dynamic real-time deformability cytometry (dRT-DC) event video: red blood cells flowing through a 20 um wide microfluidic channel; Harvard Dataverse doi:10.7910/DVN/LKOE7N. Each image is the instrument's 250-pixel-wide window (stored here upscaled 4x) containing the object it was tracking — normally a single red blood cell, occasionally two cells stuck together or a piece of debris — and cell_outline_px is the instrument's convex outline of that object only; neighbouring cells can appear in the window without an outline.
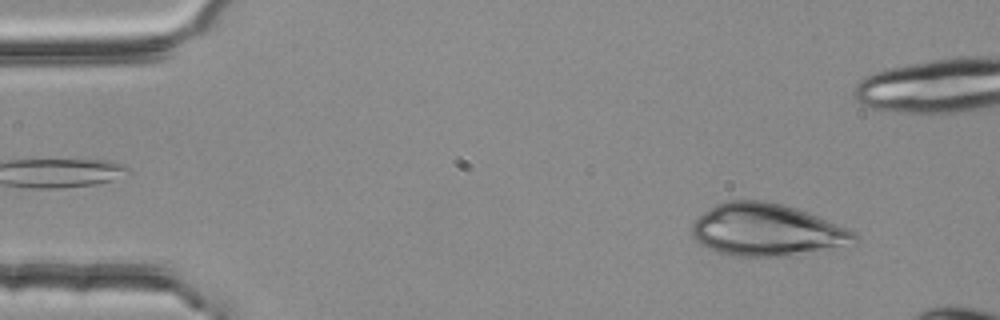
{"species": "common noctule bat (a hibernating species)", "species_latin": "Nyctalus noctula", "temperature_condition": "room temperature", "stored_images_in_passage": 4, "camera_frame_rate_fps": 3000, "um_per_image_px": 0.085, "animal": {"sex": "female", "body_mass_g": 25.1}, "frame": {"image": 1, "passage_image": 1, "time_ms": 0.0, "image_size_px": [1000, 320], "cell_outline_px": [[860, 236], [856, 244], [780, 256], [736, 256], [716, 252], [700, 244], [692, 236], [692, 224], [704, 212], [716, 204], [728, 200], [760, 200], [780, 204], [796, 208], [808, 212], [848, 228], [856, 232]], "centroid_in_image_um": [65.19, 19.54], "position_along_channel_um": 19.8, "area_um2": 49.3}}